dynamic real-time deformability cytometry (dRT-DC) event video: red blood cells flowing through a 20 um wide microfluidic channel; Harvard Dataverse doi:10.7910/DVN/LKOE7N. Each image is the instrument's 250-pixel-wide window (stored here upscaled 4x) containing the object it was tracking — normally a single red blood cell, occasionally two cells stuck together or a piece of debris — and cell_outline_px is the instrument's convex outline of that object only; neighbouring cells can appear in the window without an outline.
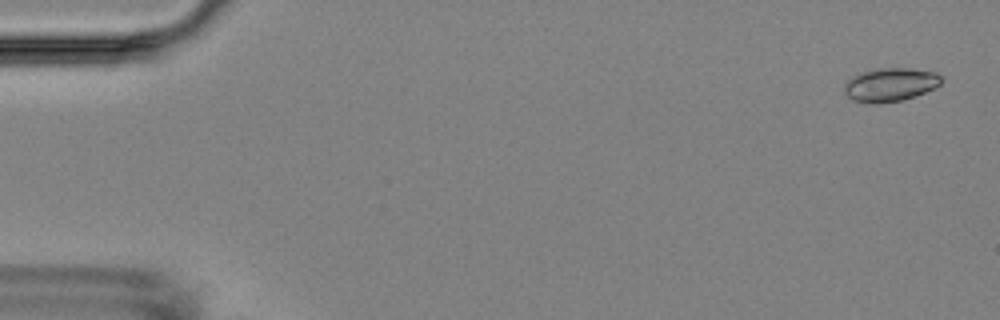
{"species": "Egyptian fruit bat (a non-hibernating species)", "species_latin": "Rousettus aegyptiacus", "temperature_condition": "room temperature", "stored_images_in_passage": 4, "camera_frame_rate_fps": 3000, "um_per_image_px": 0.085, "animal": {"sex": "female"}, "frame": {"image": 1, "passage_image": 1, "time_ms": 0.0, "image_size_px": [1000, 320], "cell_outline_px": [[944, 80], [940, 84], [916, 96], [904, 100], [876, 104], [872, 104], [852, 100], [844, 92], [844, 84], [852, 76], [864, 72], [880, 68], [912, 68], [936, 72], [944, 76]], "centroid_in_image_um": [75.7, 7.2], "position_along_channel_um": 9.3, "area_um2": 19.13}}